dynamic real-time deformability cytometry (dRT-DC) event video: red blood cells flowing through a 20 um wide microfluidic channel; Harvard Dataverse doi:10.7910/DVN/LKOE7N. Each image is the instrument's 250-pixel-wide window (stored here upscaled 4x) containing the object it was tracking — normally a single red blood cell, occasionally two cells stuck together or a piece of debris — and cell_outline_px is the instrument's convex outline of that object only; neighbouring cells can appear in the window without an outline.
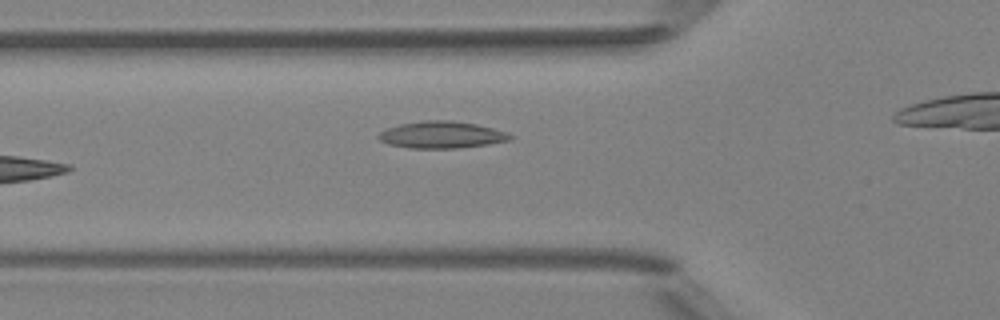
{"species": "Egyptian fruit bat (a non-hibernating species)", "species_latin": "Rousettus aegyptiacus", "temperature_condition": "room temperature", "stored_images_in_passage": 5, "camera_frame_rate_fps": 3000, "um_per_image_px": 0.085, "animal": {"sex": "female"}, "frame": {"image": 1, "passage_image": 4, "time_ms": 3.667, "image_size_px": [1000, 320], "cell_outline_px": [[512, 136], [508, 140], [488, 144], [460, 148], [408, 148], [388, 144], [380, 140], [376, 136], [380, 132], [388, 128], [400, 124], [424, 120], [452, 120], [476, 124], [508, 132]], "centroid_in_image_um": [37.51, 11.46], "position_along_channel_um": 88.3, "area_um2": 20.58}}